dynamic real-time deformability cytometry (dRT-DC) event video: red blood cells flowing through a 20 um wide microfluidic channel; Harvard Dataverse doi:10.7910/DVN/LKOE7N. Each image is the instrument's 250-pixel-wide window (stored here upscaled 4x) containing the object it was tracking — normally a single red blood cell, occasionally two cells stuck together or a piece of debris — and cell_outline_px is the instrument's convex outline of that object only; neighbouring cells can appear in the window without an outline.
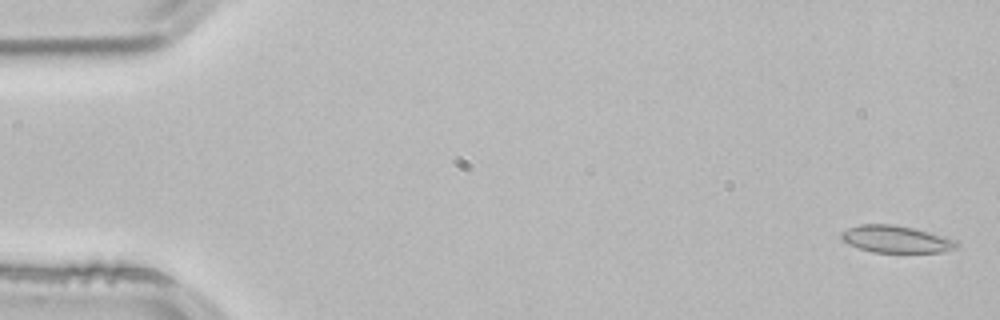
{"species": "common noctule bat (a hibernating species)", "species_latin": "Nyctalus noctula", "temperature_condition": "room temperature", "stored_images_in_passage": 5, "segment_of_instrument_passage": [1, 2], "camera_frame_rate_fps": 3000, "um_per_image_px": 0.085, "animal": {"sex": "male", "body_mass_g": 21.5, "forearm_length_mm": 52.0}, "frame": {"image": 1, "passage_image": 1, "time_ms": 0.0, "image_size_px": [1000, 320], "cell_outline_px": [[960, 244], [956, 248], [944, 252], [872, 252], [848, 244], [840, 236], [840, 232], [848, 228], [860, 224], [892, 224], [912, 228], [928, 232], [956, 240]], "centroid_in_image_um": [76.15, 20.33], "position_along_channel_um": 8.8, "area_um2": 18.09}}